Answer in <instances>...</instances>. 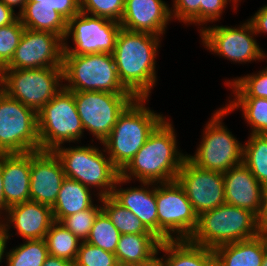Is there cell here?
Here are the masks:
<instances>
[{
  "label": "cell",
  "mask_w": 267,
  "mask_h": 266,
  "mask_svg": "<svg viewBox=\"0 0 267 266\" xmlns=\"http://www.w3.org/2000/svg\"><path fill=\"white\" fill-rule=\"evenodd\" d=\"M102 210L110 218L120 234H153L127 208L119 204L111 195L100 197Z\"/></svg>",
  "instance_id": "cell-30"
},
{
  "label": "cell",
  "mask_w": 267,
  "mask_h": 266,
  "mask_svg": "<svg viewBox=\"0 0 267 266\" xmlns=\"http://www.w3.org/2000/svg\"><path fill=\"white\" fill-rule=\"evenodd\" d=\"M262 266H267V253L263 257Z\"/></svg>",
  "instance_id": "cell-51"
},
{
  "label": "cell",
  "mask_w": 267,
  "mask_h": 266,
  "mask_svg": "<svg viewBox=\"0 0 267 266\" xmlns=\"http://www.w3.org/2000/svg\"><path fill=\"white\" fill-rule=\"evenodd\" d=\"M115 266H134V265H128V264H121V263H118V264H116Z\"/></svg>",
  "instance_id": "cell-53"
},
{
  "label": "cell",
  "mask_w": 267,
  "mask_h": 266,
  "mask_svg": "<svg viewBox=\"0 0 267 266\" xmlns=\"http://www.w3.org/2000/svg\"><path fill=\"white\" fill-rule=\"evenodd\" d=\"M254 35L257 36L249 20L237 28L215 25L200 29L201 40L207 50L234 63L259 61L267 57Z\"/></svg>",
  "instance_id": "cell-14"
},
{
  "label": "cell",
  "mask_w": 267,
  "mask_h": 266,
  "mask_svg": "<svg viewBox=\"0 0 267 266\" xmlns=\"http://www.w3.org/2000/svg\"><path fill=\"white\" fill-rule=\"evenodd\" d=\"M216 266H262L266 253L264 234L213 249Z\"/></svg>",
  "instance_id": "cell-23"
},
{
  "label": "cell",
  "mask_w": 267,
  "mask_h": 266,
  "mask_svg": "<svg viewBox=\"0 0 267 266\" xmlns=\"http://www.w3.org/2000/svg\"><path fill=\"white\" fill-rule=\"evenodd\" d=\"M3 191L10 207L30 200L31 152L23 154H0Z\"/></svg>",
  "instance_id": "cell-22"
},
{
  "label": "cell",
  "mask_w": 267,
  "mask_h": 266,
  "mask_svg": "<svg viewBox=\"0 0 267 266\" xmlns=\"http://www.w3.org/2000/svg\"><path fill=\"white\" fill-rule=\"evenodd\" d=\"M243 144V163L258 182L267 188V135L250 133Z\"/></svg>",
  "instance_id": "cell-29"
},
{
  "label": "cell",
  "mask_w": 267,
  "mask_h": 266,
  "mask_svg": "<svg viewBox=\"0 0 267 266\" xmlns=\"http://www.w3.org/2000/svg\"><path fill=\"white\" fill-rule=\"evenodd\" d=\"M64 88L71 92L104 91L131 94L120 82L113 54L63 56Z\"/></svg>",
  "instance_id": "cell-6"
},
{
  "label": "cell",
  "mask_w": 267,
  "mask_h": 266,
  "mask_svg": "<svg viewBox=\"0 0 267 266\" xmlns=\"http://www.w3.org/2000/svg\"><path fill=\"white\" fill-rule=\"evenodd\" d=\"M156 185L157 237L161 241L189 240L197 228L198 215L185 190L177 180Z\"/></svg>",
  "instance_id": "cell-8"
},
{
  "label": "cell",
  "mask_w": 267,
  "mask_h": 266,
  "mask_svg": "<svg viewBox=\"0 0 267 266\" xmlns=\"http://www.w3.org/2000/svg\"><path fill=\"white\" fill-rule=\"evenodd\" d=\"M10 234H6V232L4 231L3 227L0 225V263L2 261V259H4V254L6 253L5 251L7 248V240H9Z\"/></svg>",
  "instance_id": "cell-46"
},
{
  "label": "cell",
  "mask_w": 267,
  "mask_h": 266,
  "mask_svg": "<svg viewBox=\"0 0 267 266\" xmlns=\"http://www.w3.org/2000/svg\"><path fill=\"white\" fill-rule=\"evenodd\" d=\"M119 22L80 12L67 23L63 56L114 52L116 39L121 30ZM72 36L74 47L66 42ZM66 41V42H65Z\"/></svg>",
  "instance_id": "cell-13"
},
{
  "label": "cell",
  "mask_w": 267,
  "mask_h": 266,
  "mask_svg": "<svg viewBox=\"0 0 267 266\" xmlns=\"http://www.w3.org/2000/svg\"><path fill=\"white\" fill-rule=\"evenodd\" d=\"M173 10L170 9L171 18L178 19L183 23L200 25L201 0H174Z\"/></svg>",
  "instance_id": "cell-39"
},
{
  "label": "cell",
  "mask_w": 267,
  "mask_h": 266,
  "mask_svg": "<svg viewBox=\"0 0 267 266\" xmlns=\"http://www.w3.org/2000/svg\"><path fill=\"white\" fill-rule=\"evenodd\" d=\"M223 176L226 203L249 210L260 218L266 188L248 167L242 162L224 172Z\"/></svg>",
  "instance_id": "cell-18"
},
{
  "label": "cell",
  "mask_w": 267,
  "mask_h": 266,
  "mask_svg": "<svg viewBox=\"0 0 267 266\" xmlns=\"http://www.w3.org/2000/svg\"><path fill=\"white\" fill-rule=\"evenodd\" d=\"M44 239L49 255L75 262L81 241L60 222L51 224Z\"/></svg>",
  "instance_id": "cell-28"
},
{
  "label": "cell",
  "mask_w": 267,
  "mask_h": 266,
  "mask_svg": "<svg viewBox=\"0 0 267 266\" xmlns=\"http://www.w3.org/2000/svg\"><path fill=\"white\" fill-rule=\"evenodd\" d=\"M62 163L67 178L89 188H99L97 197L110 196L120 171L107 155L92 145L58 147L53 151Z\"/></svg>",
  "instance_id": "cell-5"
},
{
  "label": "cell",
  "mask_w": 267,
  "mask_h": 266,
  "mask_svg": "<svg viewBox=\"0 0 267 266\" xmlns=\"http://www.w3.org/2000/svg\"><path fill=\"white\" fill-rule=\"evenodd\" d=\"M156 254L145 266H167L166 262Z\"/></svg>",
  "instance_id": "cell-49"
},
{
  "label": "cell",
  "mask_w": 267,
  "mask_h": 266,
  "mask_svg": "<svg viewBox=\"0 0 267 266\" xmlns=\"http://www.w3.org/2000/svg\"><path fill=\"white\" fill-rule=\"evenodd\" d=\"M259 230L260 234H267V188L265 190L263 211L259 218Z\"/></svg>",
  "instance_id": "cell-45"
},
{
  "label": "cell",
  "mask_w": 267,
  "mask_h": 266,
  "mask_svg": "<svg viewBox=\"0 0 267 266\" xmlns=\"http://www.w3.org/2000/svg\"><path fill=\"white\" fill-rule=\"evenodd\" d=\"M170 20V7L163 0H125L120 25L128 31L162 36Z\"/></svg>",
  "instance_id": "cell-20"
},
{
  "label": "cell",
  "mask_w": 267,
  "mask_h": 266,
  "mask_svg": "<svg viewBox=\"0 0 267 266\" xmlns=\"http://www.w3.org/2000/svg\"><path fill=\"white\" fill-rule=\"evenodd\" d=\"M264 242H265V248L267 253V234H264Z\"/></svg>",
  "instance_id": "cell-52"
},
{
  "label": "cell",
  "mask_w": 267,
  "mask_h": 266,
  "mask_svg": "<svg viewBox=\"0 0 267 266\" xmlns=\"http://www.w3.org/2000/svg\"><path fill=\"white\" fill-rule=\"evenodd\" d=\"M118 264L114 253L81 242L74 266H115Z\"/></svg>",
  "instance_id": "cell-38"
},
{
  "label": "cell",
  "mask_w": 267,
  "mask_h": 266,
  "mask_svg": "<svg viewBox=\"0 0 267 266\" xmlns=\"http://www.w3.org/2000/svg\"><path fill=\"white\" fill-rule=\"evenodd\" d=\"M84 130L90 131L99 142L111 133L118 116L135 99L132 94L104 91L72 92Z\"/></svg>",
  "instance_id": "cell-12"
},
{
  "label": "cell",
  "mask_w": 267,
  "mask_h": 266,
  "mask_svg": "<svg viewBox=\"0 0 267 266\" xmlns=\"http://www.w3.org/2000/svg\"><path fill=\"white\" fill-rule=\"evenodd\" d=\"M259 234V218L254 213L225 203L198 216L197 228L189 240L196 245L215 249Z\"/></svg>",
  "instance_id": "cell-4"
},
{
  "label": "cell",
  "mask_w": 267,
  "mask_h": 266,
  "mask_svg": "<svg viewBox=\"0 0 267 266\" xmlns=\"http://www.w3.org/2000/svg\"><path fill=\"white\" fill-rule=\"evenodd\" d=\"M186 157L178 149L173 124L165 118L120 171V176L129 182L132 177L139 182L175 181Z\"/></svg>",
  "instance_id": "cell-2"
},
{
  "label": "cell",
  "mask_w": 267,
  "mask_h": 266,
  "mask_svg": "<svg viewBox=\"0 0 267 266\" xmlns=\"http://www.w3.org/2000/svg\"><path fill=\"white\" fill-rule=\"evenodd\" d=\"M120 232L111 222L107 214L101 210L96 216L87 243L115 254Z\"/></svg>",
  "instance_id": "cell-33"
},
{
  "label": "cell",
  "mask_w": 267,
  "mask_h": 266,
  "mask_svg": "<svg viewBox=\"0 0 267 266\" xmlns=\"http://www.w3.org/2000/svg\"><path fill=\"white\" fill-rule=\"evenodd\" d=\"M64 40L49 31L25 28L6 69L63 67Z\"/></svg>",
  "instance_id": "cell-16"
},
{
  "label": "cell",
  "mask_w": 267,
  "mask_h": 266,
  "mask_svg": "<svg viewBox=\"0 0 267 266\" xmlns=\"http://www.w3.org/2000/svg\"><path fill=\"white\" fill-rule=\"evenodd\" d=\"M232 0H201L200 3V26L207 22H215L223 14L228 2ZM235 4L238 0H233Z\"/></svg>",
  "instance_id": "cell-41"
},
{
  "label": "cell",
  "mask_w": 267,
  "mask_h": 266,
  "mask_svg": "<svg viewBox=\"0 0 267 266\" xmlns=\"http://www.w3.org/2000/svg\"><path fill=\"white\" fill-rule=\"evenodd\" d=\"M148 98H135L118 116L109 136L102 142L112 164L121 171L166 118L145 106Z\"/></svg>",
  "instance_id": "cell-3"
},
{
  "label": "cell",
  "mask_w": 267,
  "mask_h": 266,
  "mask_svg": "<svg viewBox=\"0 0 267 266\" xmlns=\"http://www.w3.org/2000/svg\"><path fill=\"white\" fill-rule=\"evenodd\" d=\"M254 27L255 33H267V5L261 7L253 17L249 19Z\"/></svg>",
  "instance_id": "cell-42"
},
{
  "label": "cell",
  "mask_w": 267,
  "mask_h": 266,
  "mask_svg": "<svg viewBox=\"0 0 267 266\" xmlns=\"http://www.w3.org/2000/svg\"><path fill=\"white\" fill-rule=\"evenodd\" d=\"M127 182L129 183V181L119 176L115 182L111 196L123 207L130 210L150 232L157 236L156 184L140 182V188L130 187L127 189H117V187H121L119 185ZM149 186L152 187V190L148 188Z\"/></svg>",
  "instance_id": "cell-21"
},
{
  "label": "cell",
  "mask_w": 267,
  "mask_h": 266,
  "mask_svg": "<svg viewBox=\"0 0 267 266\" xmlns=\"http://www.w3.org/2000/svg\"><path fill=\"white\" fill-rule=\"evenodd\" d=\"M42 266H74V263L63 258L48 255Z\"/></svg>",
  "instance_id": "cell-44"
},
{
  "label": "cell",
  "mask_w": 267,
  "mask_h": 266,
  "mask_svg": "<svg viewBox=\"0 0 267 266\" xmlns=\"http://www.w3.org/2000/svg\"><path fill=\"white\" fill-rule=\"evenodd\" d=\"M5 216L7 219H1L0 225L6 234L12 224L24 241L44 239L54 222L52 208L32 200L10 206Z\"/></svg>",
  "instance_id": "cell-19"
},
{
  "label": "cell",
  "mask_w": 267,
  "mask_h": 266,
  "mask_svg": "<svg viewBox=\"0 0 267 266\" xmlns=\"http://www.w3.org/2000/svg\"><path fill=\"white\" fill-rule=\"evenodd\" d=\"M102 210L101 204L65 217L60 223L73 233L81 242L89 237L94 220Z\"/></svg>",
  "instance_id": "cell-35"
},
{
  "label": "cell",
  "mask_w": 267,
  "mask_h": 266,
  "mask_svg": "<svg viewBox=\"0 0 267 266\" xmlns=\"http://www.w3.org/2000/svg\"><path fill=\"white\" fill-rule=\"evenodd\" d=\"M24 29L19 17L13 23L0 27V60L6 66L14 56Z\"/></svg>",
  "instance_id": "cell-37"
},
{
  "label": "cell",
  "mask_w": 267,
  "mask_h": 266,
  "mask_svg": "<svg viewBox=\"0 0 267 266\" xmlns=\"http://www.w3.org/2000/svg\"><path fill=\"white\" fill-rule=\"evenodd\" d=\"M161 36L121 28L113 57L122 85L135 98H148L156 84V56ZM157 52V53H156Z\"/></svg>",
  "instance_id": "cell-1"
},
{
  "label": "cell",
  "mask_w": 267,
  "mask_h": 266,
  "mask_svg": "<svg viewBox=\"0 0 267 266\" xmlns=\"http://www.w3.org/2000/svg\"><path fill=\"white\" fill-rule=\"evenodd\" d=\"M125 0H80V12L120 23Z\"/></svg>",
  "instance_id": "cell-36"
},
{
  "label": "cell",
  "mask_w": 267,
  "mask_h": 266,
  "mask_svg": "<svg viewBox=\"0 0 267 266\" xmlns=\"http://www.w3.org/2000/svg\"><path fill=\"white\" fill-rule=\"evenodd\" d=\"M66 175L53 151L31 152L30 200L52 207Z\"/></svg>",
  "instance_id": "cell-17"
},
{
  "label": "cell",
  "mask_w": 267,
  "mask_h": 266,
  "mask_svg": "<svg viewBox=\"0 0 267 266\" xmlns=\"http://www.w3.org/2000/svg\"><path fill=\"white\" fill-rule=\"evenodd\" d=\"M22 25L34 31H49L63 40L67 33L68 21L57 11L46 6H25L19 14Z\"/></svg>",
  "instance_id": "cell-27"
},
{
  "label": "cell",
  "mask_w": 267,
  "mask_h": 266,
  "mask_svg": "<svg viewBox=\"0 0 267 266\" xmlns=\"http://www.w3.org/2000/svg\"><path fill=\"white\" fill-rule=\"evenodd\" d=\"M1 1L12 10H14L13 8H15V6H19L20 10L18 12V15L24 10V7L27 3V0H1Z\"/></svg>",
  "instance_id": "cell-48"
},
{
  "label": "cell",
  "mask_w": 267,
  "mask_h": 266,
  "mask_svg": "<svg viewBox=\"0 0 267 266\" xmlns=\"http://www.w3.org/2000/svg\"><path fill=\"white\" fill-rule=\"evenodd\" d=\"M3 187H4V183H3V177H2V170L0 166V218L1 219H2L1 214H3V212L7 213L8 208H9V206L6 204V201H5Z\"/></svg>",
  "instance_id": "cell-47"
},
{
  "label": "cell",
  "mask_w": 267,
  "mask_h": 266,
  "mask_svg": "<svg viewBox=\"0 0 267 266\" xmlns=\"http://www.w3.org/2000/svg\"><path fill=\"white\" fill-rule=\"evenodd\" d=\"M5 255L7 266H42L49 254L45 239H34L6 251Z\"/></svg>",
  "instance_id": "cell-32"
},
{
  "label": "cell",
  "mask_w": 267,
  "mask_h": 266,
  "mask_svg": "<svg viewBox=\"0 0 267 266\" xmlns=\"http://www.w3.org/2000/svg\"><path fill=\"white\" fill-rule=\"evenodd\" d=\"M232 88L234 98L267 99V67L256 74L238 77L226 82Z\"/></svg>",
  "instance_id": "cell-34"
},
{
  "label": "cell",
  "mask_w": 267,
  "mask_h": 266,
  "mask_svg": "<svg viewBox=\"0 0 267 266\" xmlns=\"http://www.w3.org/2000/svg\"><path fill=\"white\" fill-rule=\"evenodd\" d=\"M40 151H54L65 142L79 141L84 128L74 94L61 89L37 113Z\"/></svg>",
  "instance_id": "cell-7"
},
{
  "label": "cell",
  "mask_w": 267,
  "mask_h": 266,
  "mask_svg": "<svg viewBox=\"0 0 267 266\" xmlns=\"http://www.w3.org/2000/svg\"><path fill=\"white\" fill-rule=\"evenodd\" d=\"M18 17V13H15L0 0V27L13 23Z\"/></svg>",
  "instance_id": "cell-43"
},
{
  "label": "cell",
  "mask_w": 267,
  "mask_h": 266,
  "mask_svg": "<svg viewBox=\"0 0 267 266\" xmlns=\"http://www.w3.org/2000/svg\"><path fill=\"white\" fill-rule=\"evenodd\" d=\"M165 252L161 258L167 266H216L213 249L196 245L190 240L161 241L158 252Z\"/></svg>",
  "instance_id": "cell-24"
},
{
  "label": "cell",
  "mask_w": 267,
  "mask_h": 266,
  "mask_svg": "<svg viewBox=\"0 0 267 266\" xmlns=\"http://www.w3.org/2000/svg\"><path fill=\"white\" fill-rule=\"evenodd\" d=\"M224 108L230 113L242 109L245 121L251 126L252 134L267 135V99L234 98Z\"/></svg>",
  "instance_id": "cell-31"
},
{
  "label": "cell",
  "mask_w": 267,
  "mask_h": 266,
  "mask_svg": "<svg viewBox=\"0 0 267 266\" xmlns=\"http://www.w3.org/2000/svg\"><path fill=\"white\" fill-rule=\"evenodd\" d=\"M89 187L77 180L65 178L52 208L54 221L61 222L65 217L91 208L93 204Z\"/></svg>",
  "instance_id": "cell-26"
},
{
  "label": "cell",
  "mask_w": 267,
  "mask_h": 266,
  "mask_svg": "<svg viewBox=\"0 0 267 266\" xmlns=\"http://www.w3.org/2000/svg\"><path fill=\"white\" fill-rule=\"evenodd\" d=\"M214 113L204 128V136L194 156L186 155L200 168L224 173L243 162V145L222 123L229 112L222 107Z\"/></svg>",
  "instance_id": "cell-10"
},
{
  "label": "cell",
  "mask_w": 267,
  "mask_h": 266,
  "mask_svg": "<svg viewBox=\"0 0 267 266\" xmlns=\"http://www.w3.org/2000/svg\"><path fill=\"white\" fill-rule=\"evenodd\" d=\"M40 151L37 112L0 90V154Z\"/></svg>",
  "instance_id": "cell-11"
},
{
  "label": "cell",
  "mask_w": 267,
  "mask_h": 266,
  "mask_svg": "<svg viewBox=\"0 0 267 266\" xmlns=\"http://www.w3.org/2000/svg\"><path fill=\"white\" fill-rule=\"evenodd\" d=\"M5 69H6V65L0 60V77L3 76Z\"/></svg>",
  "instance_id": "cell-50"
},
{
  "label": "cell",
  "mask_w": 267,
  "mask_h": 266,
  "mask_svg": "<svg viewBox=\"0 0 267 266\" xmlns=\"http://www.w3.org/2000/svg\"><path fill=\"white\" fill-rule=\"evenodd\" d=\"M161 240L154 234H121L115 251L118 263L145 266L156 254Z\"/></svg>",
  "instance_id": "cell-25"
},
{
  "label": "cell",
  "mask_w": 267,
  "mask_h": 266,
  "mask_svg": "<svg viewBox=\"0 0 267 266\" xmlns=\"http://www.w3.org/2000/svg\"><path fill=\"white\" fill-rule=\"evenodd\" d=\"M176 180L198 216L226 203L223 173L200 168L186 157Z\"/></svg>",
  "instance_id": "cell-15"
},
{
  "label": "cell",
  "mask_w": 267,
  "mask_h": 266,
  "mask_svg": "<svg viewBox=\"0 0 267 266\" xmlns=\"http://www.w3.org/2000/svg\"><path fill=\"white\" fill-rule=\"evenodd\" d=\"M25 6L51 7L67 21L80 13V0H27Z\"/></svg>",
  "instance_id": "cell-40"
},
{
  "label": "cell",
  "mask_w": 267,
  "mask_h": 266,
  "mask_svg": "<svg viewBox=\"0 0 267 266\" xmlns=\"http://www.w3.org/2000/svg\"><path fill=\"white\" fill-rule=\"evenodd\" d=\"M63 67L5 69L1 90L37 113L61 89Z\"/></svg>",
  "instance_id": "cell-9"
}]
</instances>
